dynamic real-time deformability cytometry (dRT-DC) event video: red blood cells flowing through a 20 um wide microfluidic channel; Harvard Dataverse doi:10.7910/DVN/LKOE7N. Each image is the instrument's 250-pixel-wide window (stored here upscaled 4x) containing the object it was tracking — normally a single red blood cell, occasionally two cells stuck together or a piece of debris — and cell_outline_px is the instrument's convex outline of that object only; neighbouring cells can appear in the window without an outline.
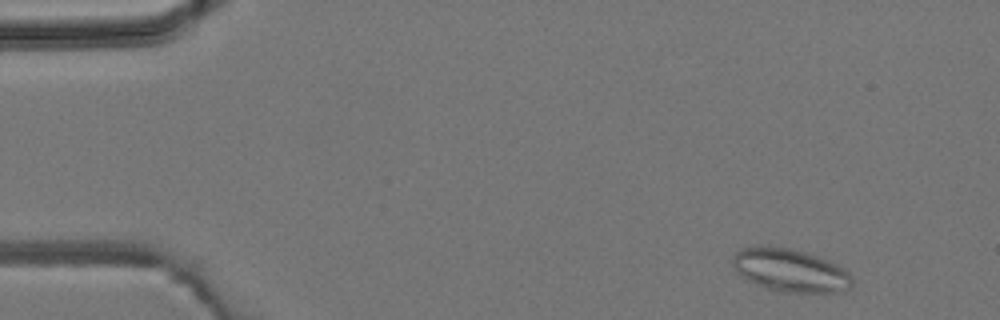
{"species": "common noctule bat (a hibernating species)", "species_latin": "Nyctalus noctula", "temperature_condition": "room temperature", "stored_images_in_passage": 5, "camera_frame_rate_fps": 3000, "um_per_image_px": 0.085, "animal": {"sex": "male", "body_mass_g": 19.2, "forearm_length_mm": 51.8}, "frame": {"image": 1, "passage_image": 1, "time_ms": 0.0, "image_size_px": [1000, 320], "cell_outline_px": [[852, 288], [836, 292], [780, 292], [768, 288], [748, 280], [740, 276], [736, 272], [732, 264], [732, 256], [740, 248], [788, 248], [804, 252], [828, 260], [844, 268], [852, 276]], "centroid_in_image_um": [67.19, 23.0], "position_along_channel_um": 17.8, "area_um2": 29.48}}